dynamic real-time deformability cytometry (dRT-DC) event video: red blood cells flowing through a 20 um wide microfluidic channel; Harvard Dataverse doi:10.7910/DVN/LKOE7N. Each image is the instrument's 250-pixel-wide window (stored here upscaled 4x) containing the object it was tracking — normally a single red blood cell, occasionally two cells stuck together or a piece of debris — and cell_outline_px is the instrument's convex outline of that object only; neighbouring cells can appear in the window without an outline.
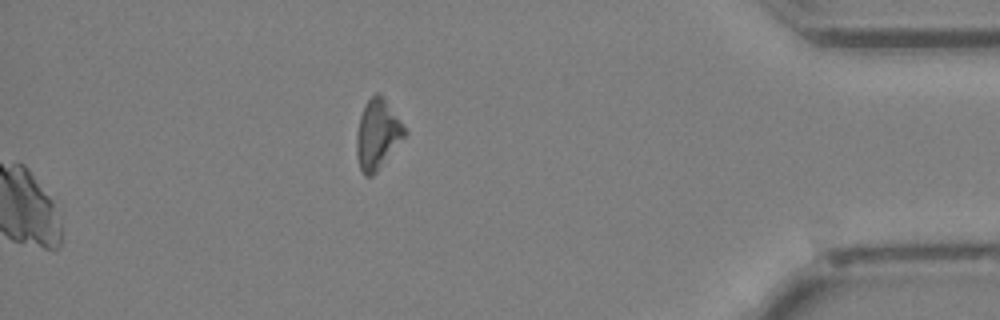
{"species": "Egyptian fruit bat (a non-hibernating species)", "species_latin": "Rousettus aegyptiacus", "temperature_condition": "cold", "stored_images_in_passage": 34, "camera_frame_rate_fps": 3000, "um_per_image_px": 0.085, "animal": {"sex": "female"}, "frame": {"image": 1, "passage_image": 34, "time_ms": 11.0, "image_size_px": [1000, 320], "cell_outline_px": [[408, 132], [376, 172], [372, 176], [364, 176], [360, 168], [356, 156], [356, 136], [360, 116], [364, 104], [376, 92], [380, 92], [384, 96]], "centroid_in_image_um": [32.07, 11.39], "position_along_channel_um": 403.1, "area_um2": 19.54}}